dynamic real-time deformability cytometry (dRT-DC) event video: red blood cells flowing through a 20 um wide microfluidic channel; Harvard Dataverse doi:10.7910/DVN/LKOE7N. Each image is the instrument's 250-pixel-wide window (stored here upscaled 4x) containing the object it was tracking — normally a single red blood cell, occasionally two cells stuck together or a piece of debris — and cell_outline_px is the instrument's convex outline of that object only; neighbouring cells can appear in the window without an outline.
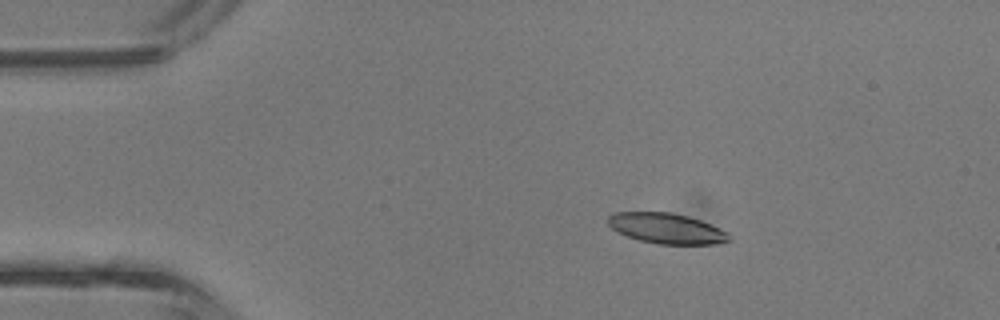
{"species": "common noctule bat (a hibernating species)", "species_latin": "Nyctalus noctula", "temperature_condition": "room temperature", "stored_images_in_passage": 4, "camera_frame_rate_fps": 3000, "um_per_image_px": 0.085, "animal": {"sex": "male", "body_mass_g": 13.3}, "frame": {"image": 1, "passage_image": 2, "time_ms": 0.333, "image_size_px": [1000, 320], "cell_outline_px": [[732, 240], [716, 244], [656, 244], [640, 240], [616, 232], [608, 224], [608, 216], [616, 212], [672, 212], [688, 216], [700, 220], [728, 232]], "centroid_in_image_um": [56.66, 19.41], "position_along_channel_um": 28.3, "area_um2": 21.5}}
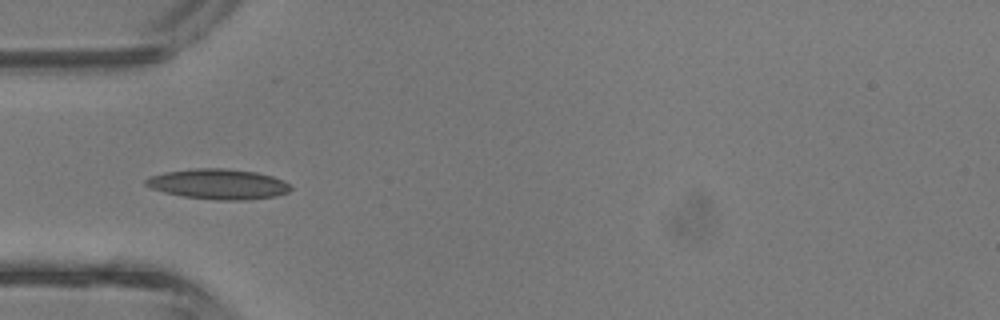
{"frame": {"image": 2, "passage_image": 4, "time_ms": 1.0, "image_size_px": [1000, 320], "cell_outline_px": [[292, 188], [288, 192], [276, 196], [244, 200], [216, 200], [184, 196], [164, 192], [152, 188], [144, 184], [144, 180], [148, 176], [164, 172], [192, 168], [224, 168], [256, 172], [272, 176], [284, 180]], "centroid_in_image_um": [18.54, 15.64], "position_along_channel_um": 66.5, "area_um2": 25.61}}